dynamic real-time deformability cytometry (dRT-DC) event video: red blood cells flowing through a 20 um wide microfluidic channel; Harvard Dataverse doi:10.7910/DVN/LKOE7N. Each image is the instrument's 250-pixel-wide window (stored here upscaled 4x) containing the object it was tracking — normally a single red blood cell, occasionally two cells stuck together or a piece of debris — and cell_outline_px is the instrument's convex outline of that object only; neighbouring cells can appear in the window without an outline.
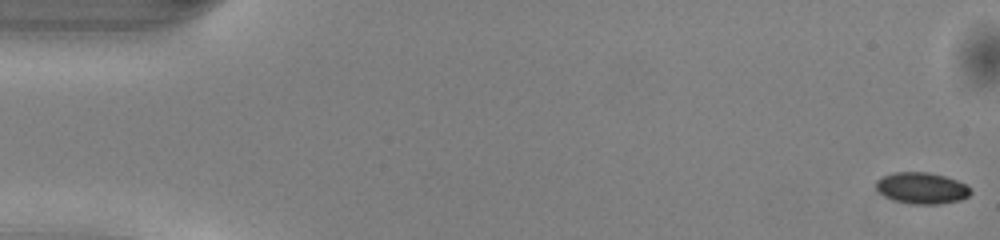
{"species": "common noctule bat (a hibernating species)", "species_latin": "Nyctalus noctula", "temperature_condition": "warm", "stored_images_in_passage": 14, "camera_frame_rate_fps": 3000, "um_per_image_px": 0.085, "animal": {"sex": "male", "body_mass_g": 13.0, "forearm_length_mm": 53.1}, "frame": {"image": 1, "passage_image": 1, "time_ms": 0.0, "image_size_px": [1000, 240], "cell_outline_px": [[972, 192], [968, 196], [960, 200], [940, 204], [908, 204], [884, 196], [876, 188], [876, 180], [892, 172], [928, 172], [944, 176], [956, 180], [972, 188]], "centroid_in_image_um": [78.36, 15.99], "position_along_channel_um": 6.6, "area_um2": 17.28}}